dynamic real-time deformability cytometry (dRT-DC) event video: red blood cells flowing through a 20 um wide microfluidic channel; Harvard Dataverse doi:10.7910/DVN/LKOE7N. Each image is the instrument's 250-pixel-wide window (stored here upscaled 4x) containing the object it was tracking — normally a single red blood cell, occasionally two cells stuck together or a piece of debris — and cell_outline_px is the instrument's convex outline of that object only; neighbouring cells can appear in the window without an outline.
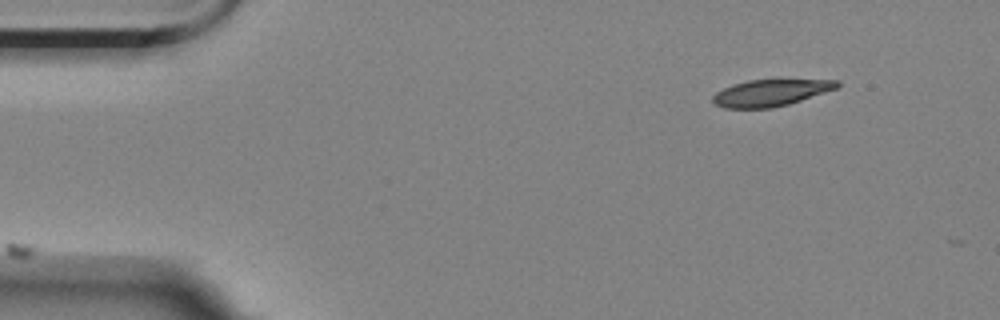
{"species": "Egyptian fruit bat (a non-hibernating species)", "species_latin": "Rousettus aegyptiacus", "temperature_condition": "room temperature", "stored_images_in_passage": 27, "camera_frame_rate_fps": 3000, "um_per_image_px": 0.085, "animal": {"sex": "female"}, "frame": {"image": 1, "passage_image": 1, "time_ms": 0.0, "image_size_px": [1000, 320], "cell_outline_px": [[840, 84], [836, 88], [788, 104], [772, 108], [724, 108], [716, 104], [712, 100], [712, 96], [716, 92], [732, 84], [748, 80], [776, 76], [780, 76], [840, 80]], "centroid_in_image_um": [65.56, 7.8], "position_along_channel_um": 19.4, "area_um2": 20.4}}
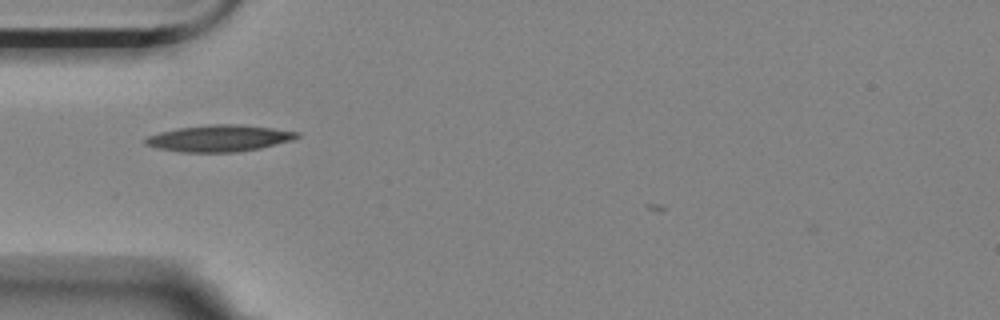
{"frame": {"image": 2, "passage_image": 12, "time_ms": 3.667, "image_size_px": [1000, 320], "cell_outline_px": [[300, 136], [292, 140], [260, 148], [236, 152], [180, 152], [160, 148], [144, 144], [144, 140], [148, 136], [160, 132], [176, 128], [208, 124], [240, 124], [272, 128], [300, 132]], "centroid_in_image_um": [18.64, 11.74], "position_along_channel_um": 66.4, "area_um2": 23.47}}